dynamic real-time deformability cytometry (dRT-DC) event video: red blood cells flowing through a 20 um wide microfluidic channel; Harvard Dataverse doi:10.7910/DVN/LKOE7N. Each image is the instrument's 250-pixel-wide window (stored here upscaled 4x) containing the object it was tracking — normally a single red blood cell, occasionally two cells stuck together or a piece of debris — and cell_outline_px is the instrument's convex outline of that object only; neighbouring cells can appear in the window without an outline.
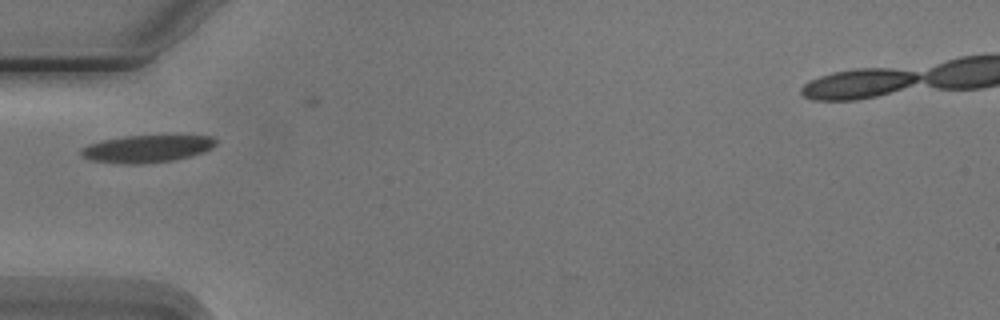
{"species": "Egyptian fruit bat (a non-hibernating species)", "species_latin": "Rousettus aegyptiacus", "temperature_condition": "cold", "stored_images_in_passage": 5, "camera_frame_rate_fps": 3000, "um_per_image_px": 0.085, "animal": {"sex": "male"}, "frame": {"image": 1, "passage_image": 3, "time_ms": 3.0, "image_size_px": [1000, 320], "cell_outline_px": [[216, 144], [212, 148], [204, 152], [172, 160], [136, 164], [124, 164], [92, 160], [80, 156], [80, 148], [88, 144], [100, 140], [124, 136], [212, 136], [216, 140]], "centroid_in_image_um": [12.42, 12.64], "position_along_channel_um": 72.6, "area_um2": 21.33}}
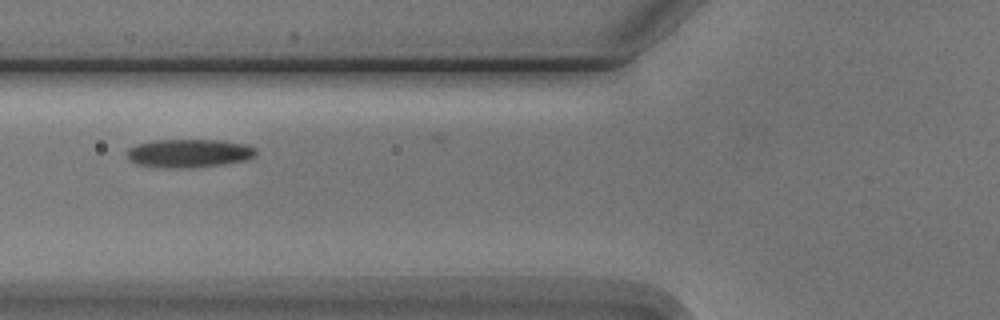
{"frame": {"image": 2, "passage_image": 4, "time_ms": 4.0, "image_size_px": [1000, 320], "cell_outline_px": [[256, 156], [244, 160], [224, 164], [188, 168], [168, 168], [136, 164], [128, 160], [128, 148], [136, 144], [152, 140], [220, 140], [244, 144], [256, 148]], "centroid_in_image_um": [16.04, 13.02], "position_along_channel_um": 109.8, "area_um2": 21.39}}
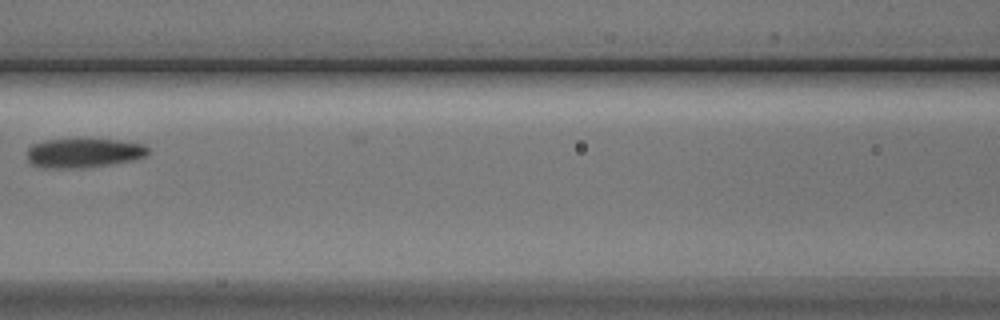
{"frame": {"image": 3, "passage_image": 5, "time_ms": 5.333, "image_size_px": [1000, 320], "cell_outline_px": [[152, 152], [144, 156], [132, 160], [108, 164], [80, 168], [48, 168], [32, 164], [28, 160], [28, 148], [32, 144], [44, 140], [120, 140], [144, 144]], "centroid_in_image_um": [7.13, 13.0], "position_along_channel_um": 159.5, "area_um2": 20.4}}